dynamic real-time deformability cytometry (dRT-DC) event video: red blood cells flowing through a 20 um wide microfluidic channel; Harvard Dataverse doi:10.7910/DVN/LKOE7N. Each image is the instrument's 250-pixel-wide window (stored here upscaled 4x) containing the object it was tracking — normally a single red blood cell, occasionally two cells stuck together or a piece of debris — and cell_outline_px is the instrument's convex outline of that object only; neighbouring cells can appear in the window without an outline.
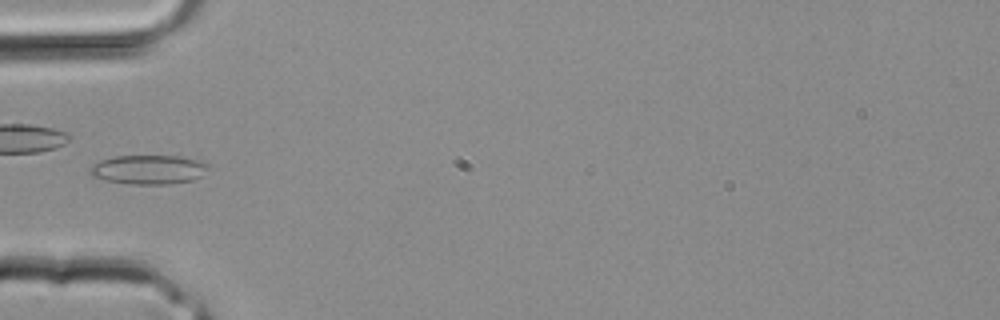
{"species": "common noctule bat (a hibernating species)", "species_latin": "Nyctalus noctula", "temperature_condition": "room temperature", "stored_images_in_passage": 2, "camera_frame_rate_fps": 3000, "um_per_image_px": 0.085, "animal": {"sex": "male", "body_mass_g": 20.4}, "frame": {"image": 1, "passage_image": 2, "time_ms": 0.333, "image_size_px": [1000, 320], "cell_outline_px": [[208, 168], [200, 176], [192, 180], [172, 184], [132, 184], [104, 180], [92, 176], [88, 172], [88, 168], [100, 160], [112, 156], [180, 156], [196, 160], [208, 164]], "centroid_in_image_um": [12.57, 14.41], "position_along_channel_um": 72.4, "area_um2": 20.11}}